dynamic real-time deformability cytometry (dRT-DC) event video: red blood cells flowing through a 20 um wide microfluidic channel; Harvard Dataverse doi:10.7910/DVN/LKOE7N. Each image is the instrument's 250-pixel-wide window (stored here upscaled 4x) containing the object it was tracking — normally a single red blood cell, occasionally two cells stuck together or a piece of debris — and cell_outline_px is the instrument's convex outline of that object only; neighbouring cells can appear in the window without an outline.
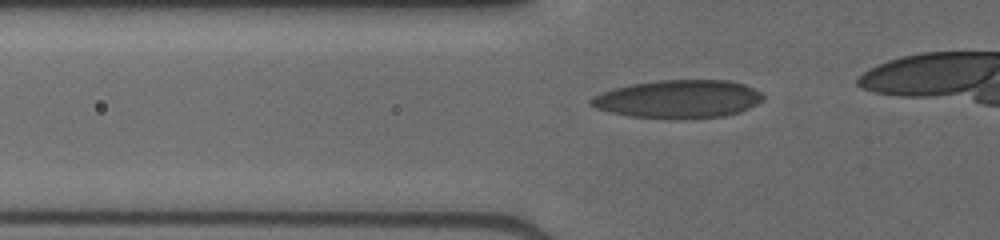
{"species": "human", "species_latin": "Homo sapiens", "temperature_condition": "cold", "stored_images_in_passage": 33, "camera_frame_rate_fps": 3000, "um_per_image_px": 0.085, "donor": {"sex": "male"}, "frame": {"image": 1, "passage_image": 9, "time_ms": 2.667, "image_size_px": [1000, 240], "cell_outline_px": [[764, 96], [756, 104], [740, 112], [724, 116], [692, 120], [676, 120], [632, 116], [608, 112], [596, 108], [588, 104], [588, 100], [592, 96], [616, 88], [632, 84], [660, 80], [728, 80], [744, 84], [760, 92]], "centroid_in_image_um": [57.64, 8.44], "position_along_channel_um": 68.2, "area_um2": 38.55}}
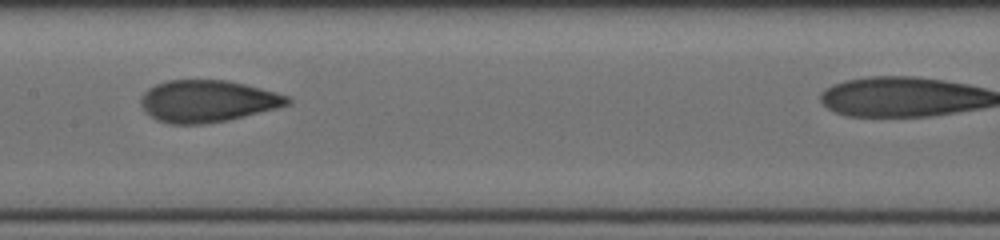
{"frame": {"image": 2, "passage_image": 18, "time_ms": 5.667, "image_size_px": [1000, 240], "cell_outline_px": [[292, 100], [288, 104], [276, 108], [228, 120], [204, 124], [168, 124], [156, 120], [140, 104], [140, 100], [144, 92], [148, 88], [156, 84], [168, 80], [228, 80], [244, 84], [288, 96]], "centroid_in_image_um": [17.6, 8.6], "position_along_channel_um": 189.8, "area_um2": 35.55}}
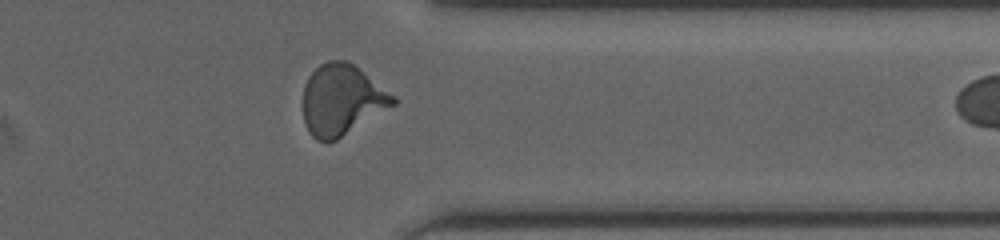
{"frame": {"image": 3, "passage_image": 32, "time_ms": 10.333, "image_size_px": [1000, 240], "cell_outline_px": [[396, 104], [336, 140], [328, 144], [316, 140], [308, 132], [304, 120], [304, 84], [308, 76], [320, 64], [328, 60], [348, 60], [396, 96]], "centroid_in_image_um": [29.04, 8.5], "position_along_channel_um": 382.4, "area_um2": 37.22}}